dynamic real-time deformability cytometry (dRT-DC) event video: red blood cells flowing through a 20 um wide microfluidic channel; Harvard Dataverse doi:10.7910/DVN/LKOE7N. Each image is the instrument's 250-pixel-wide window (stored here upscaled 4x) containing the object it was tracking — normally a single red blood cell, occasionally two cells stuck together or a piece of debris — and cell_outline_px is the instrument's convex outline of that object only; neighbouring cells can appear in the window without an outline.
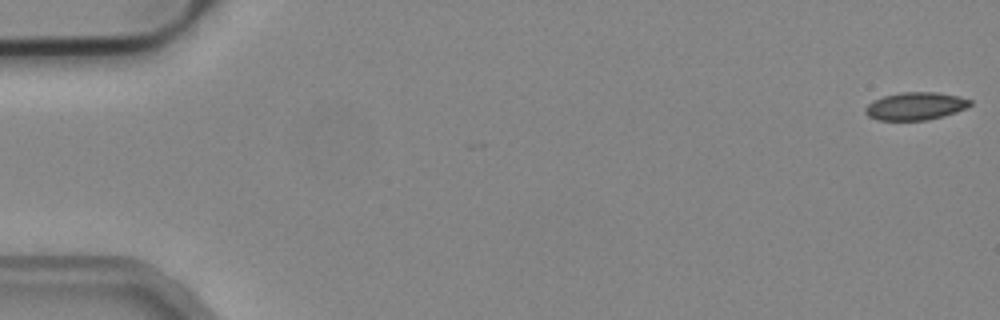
{"species": "common noctule bat (a hibernating species)", "species_latin": "Nyctalus noctula", "temperature_condition": "cold", "stored_images_in_passage": 5, "camera_frame_rate_fps": 3000, "um_per_image_px": 0.085, "animal": {"sex": "male", "body_mass_g": 19.2, "forearm_length_mm": 51.8}, "frame": {"image": 1, "passage_image": 1, "time_ms": 0.0, "image_size_px": [1000, 320], "cell_outline_px": [[972, 104], [956, 112], [928, 120], [876, 120], [868, 116], [864, 112], [864, 108], [872, 100], [884, 96], [900, 92], [936, 92], [960, 96], [972, 100]], "centroid_in_image_um": [77.79, 9.01], "position_along_channel_um": 7.2, "area_um2": 17.05}}